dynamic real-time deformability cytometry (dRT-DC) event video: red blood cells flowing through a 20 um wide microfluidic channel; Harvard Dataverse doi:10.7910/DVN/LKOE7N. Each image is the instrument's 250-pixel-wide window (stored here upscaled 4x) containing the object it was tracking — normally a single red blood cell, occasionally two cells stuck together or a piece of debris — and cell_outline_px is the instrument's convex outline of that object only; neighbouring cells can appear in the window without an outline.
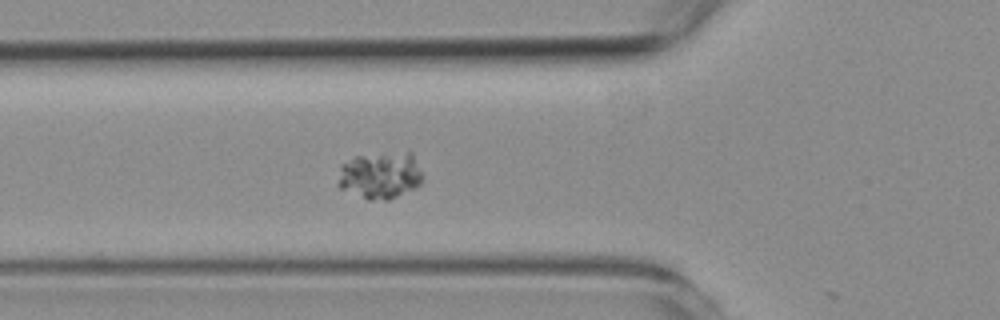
{"species": "common noctule bat (a hibernating species)", "species_latin": "Nyctalus noctula", "temperature_condition": "room temperature", "stored_images_in_passage": 20, "camera_frame_rate_fps": 3000, "um_per_image_px": 0.085, "animal": {"sex": "female", "body_mass_g": 19.3, "forearm_length_mm": 54.1}, "frame": {"image": 1, "passage_image": 19, "time_ms": 6.0, "image_size_px": [1000, 320], "cell_outline_px": [[424, 176], [420, 184], [416, 188], [388, 200], [368, 200], [340, 188], [336, 184], [340, 164], [352, 156], [408, 152], [412, 152]], "centroid_in_image_um": [32.3, 14.91], "position_along_channel_um": 93.5, "area_um2": 23.52}}